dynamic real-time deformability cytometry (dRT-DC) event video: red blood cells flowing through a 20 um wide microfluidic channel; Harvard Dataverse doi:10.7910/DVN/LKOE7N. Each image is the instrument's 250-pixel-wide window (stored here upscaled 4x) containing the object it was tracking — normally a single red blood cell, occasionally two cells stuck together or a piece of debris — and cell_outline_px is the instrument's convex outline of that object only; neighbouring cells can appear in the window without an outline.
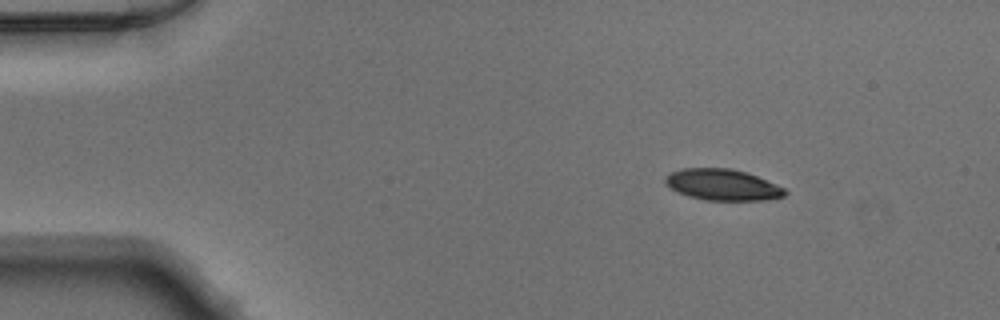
{"species": "Egyptian fruit bat (a non-hibernating species)", "species_latin": "Rousettus aegyptiacus", "temperature_condition": "warm", "stored_images_in_passage": 48, "camera_frame_rate_fps": 3000, "um_per_image_px": 0.085, "animal": {"sex": "male"}, "frame": {"image": 1, "passage_image": 6, "time_ms": 1.667, "image_size_px": [1000, 320], "cell_outline_px": [[788, 192], [784, 196], [760, 200], [704, 200], [688, 196], [664, 184], [664, 176], [680, 168], [732, 168], [748, 172], [776, 184], [784, 188]], "centroid_in_image_um": [61.4, 15.69], "position_along_channel_um": 23.6, "area_um2": 21.79}}
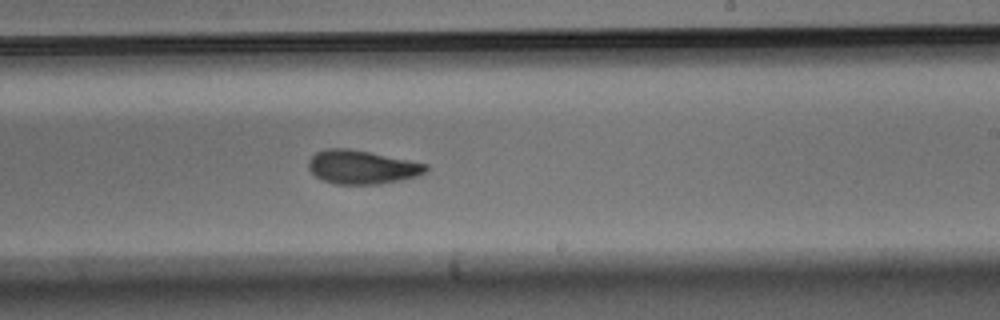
{"frame": {"image": 2, "passage_image": 29, "time_ms": 9.333, "image_size_px": [1000, 320], "cell_outline_px": [[428, 172], [416, 176], [400, 180], [380, 184], [336, 184], [324, 180], [316, 176], [308, 168], [308, 160], [316, 152], [328, 148], [348, 148], [428, 164]], "centroid_in_image_um": [30.76, 14.2], "position_along_channel_um": 258.2, "area_um2": 22.89}}
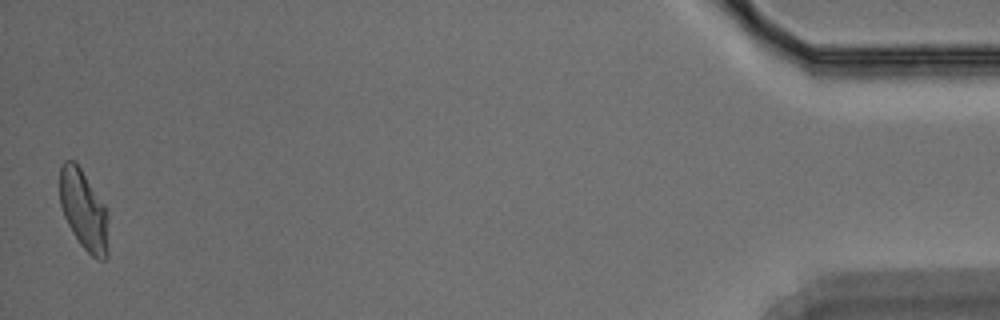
{"frame": {"image": 3, "passage_image": 48, "time_ms": 15.667, "image_size_px": [1000, 320], "cell_outline_px": [[108, 256], [104, 260], [96, 260], [80, 244], [72, 232], [64, 216], [60, 204], [60, 168], [64, 160], [76, 160], [104, 204], [108, 212]], "centroid_in_image_um": [7.13, 17.86], "position_along_channel_um": 428.1, "area_um2": 22.95}}